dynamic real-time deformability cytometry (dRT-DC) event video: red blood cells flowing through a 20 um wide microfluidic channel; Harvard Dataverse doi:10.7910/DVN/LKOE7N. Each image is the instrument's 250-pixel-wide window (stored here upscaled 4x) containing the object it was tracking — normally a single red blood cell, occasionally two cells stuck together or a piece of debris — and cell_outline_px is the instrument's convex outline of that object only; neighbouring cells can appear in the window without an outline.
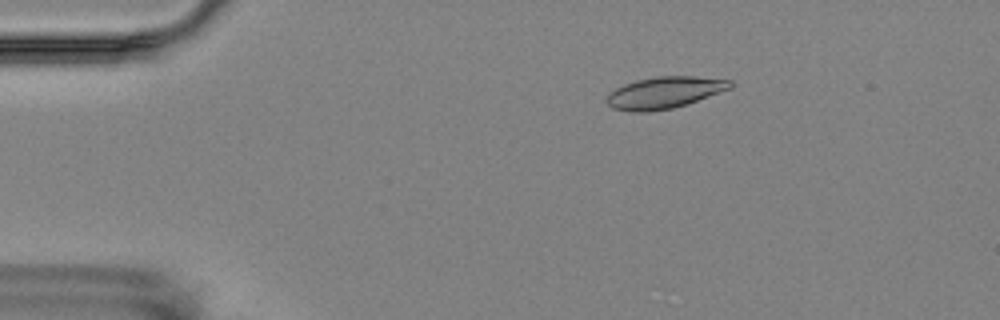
{"species": "Egyptian fruit bat (a non-hibernating species)", "species_latin": "Rousettus aegyptiacus", "temperature_condition": "room temperature", "stored_images_in_passage": 3, "camera_frame_rate_fps": 3000, "um_per_image_px": 0.085, "animal": {"sex": "female"}, "frame": {"image": 1, "passage_image": 1, "time_ms": 0.0, "image_size_px": [1000, 320], "cell_outline_px": [[732, 88], [672, 108], [648, 112], [632, 112], [612, 108], [608, 104], [608, 96], [616, 88], [624, 84], [636, 80], [656, 76], [696, 76], [732, 80]], "centroid_in_image_um": [56.48, 7.86], "position_along_channel_um": 28.5, "area_um2": 22.54}}